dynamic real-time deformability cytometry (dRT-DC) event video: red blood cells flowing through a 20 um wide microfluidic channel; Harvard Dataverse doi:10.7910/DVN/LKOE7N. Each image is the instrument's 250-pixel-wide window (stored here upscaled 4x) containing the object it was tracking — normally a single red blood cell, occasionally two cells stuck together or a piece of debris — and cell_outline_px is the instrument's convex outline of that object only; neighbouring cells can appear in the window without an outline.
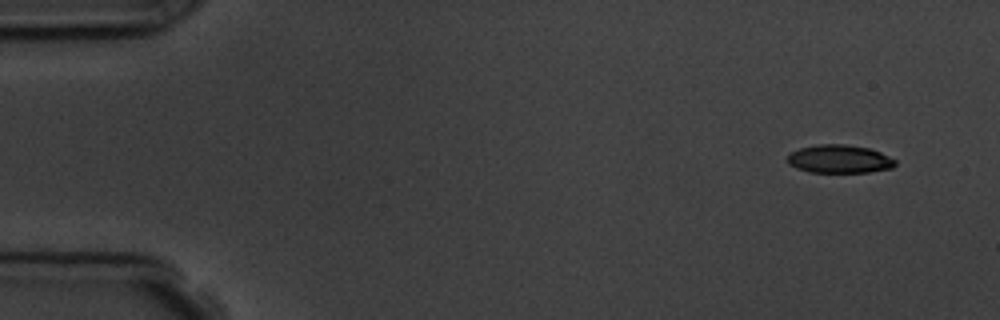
{"species": "common noctule bat (a hibernating species)", "species_latin": "Nyctalus noctula", "temperature_condition": "room temperature", "stored_images_in_passage": 3, "camera_frame_rate_fps": 3000, "um_per_image_px": 0.085, "animal": {"sex": "male", "body_mass_g": 19.5, "forearm_length_mm": 54.6}, "frame": {"image": 1, "passage_image": 1, "time_ms": 0.0, "image_size_px": [1000, 320], "cell_outline_px": [[896, 164], [892, 168], [868, 172], [808, 172], [796, 168], [788, 164], [788, 156], [792, 152], [800, 148], [820, 144], [844, 144], [868, 148], [880, 152], [896, 160]], "centroid_in_image_um": [71.35, 13.52], "position_along_channel_um": 13.7, "area_um2": 17.63}}